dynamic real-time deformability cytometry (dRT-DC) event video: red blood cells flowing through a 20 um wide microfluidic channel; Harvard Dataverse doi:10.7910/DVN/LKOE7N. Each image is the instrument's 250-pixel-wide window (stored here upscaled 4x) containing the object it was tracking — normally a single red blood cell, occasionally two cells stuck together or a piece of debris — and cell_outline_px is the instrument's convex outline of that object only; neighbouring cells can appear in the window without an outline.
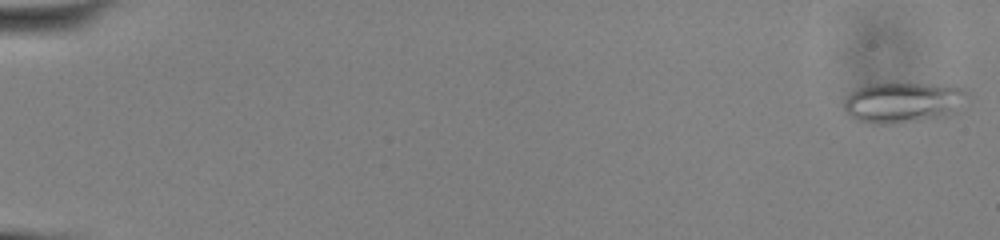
{"species": "common noctule bat (a hibernating species)", "species_latin": "Nyctalus noctula", "temperature_condition": "cold", "stored_images_in_passage": 54, "camera_frame_rate_fps": 3000, "um_per_image_px": 0.085, "animal": {"sex": "male", "body_mass_g": 13.0, "forearm_length_mm": 53.1}, "frame": {"image": 1, "passage_image": 1, "time_ms": 0.0, "image_size_px": [1000, 240], "cell_outline_px": [[972, 96], [956, 112], [948, 116], [936, 120], [892, 124], [872, 124], [856, 120], [844, 108], [844, 100], [856, 88], [864, 84], [932, 84], [968, 88]], "centroid_in_image_um": [76.89, 8.73], "position_along_channel_um": 8.1, "area_um2": 30.11}}
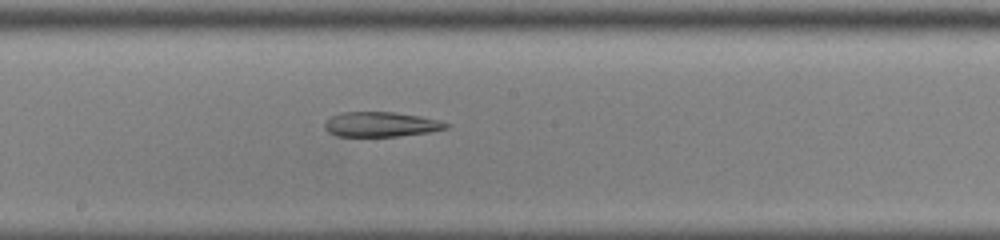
{"frame": {"image": 2, "passage_image": 31, "time_ms": 10.0, "image_size_px": [1000, 240], "cell_outline_px": [[452, 124], [448, 128], [428, 132], [396, 136], [336, 136], [328, 132], [324, 128], [324, 124], [332, 116], [340, 112], [392, 112], [420, 116], [440, 120]], "centroid_in_image_um": [32.39, 10.57], "position_along_channel_um": 215.8, "area_um2": 17.57}}
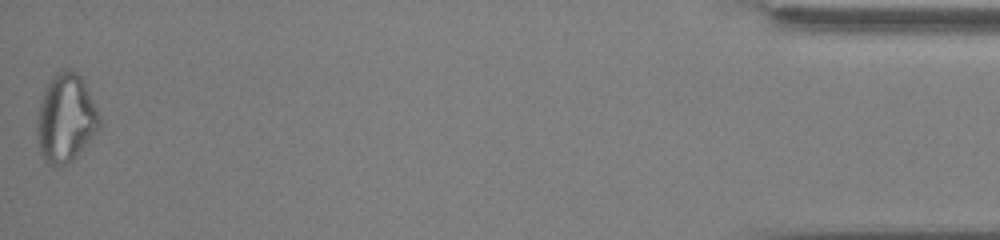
{"frame": {"image": 3, "passage_image": 54, "time_ms": 17.667, "image_size_px": [1000, 240], "cell_outline_px": [[100, 128], [76, 156], [72, 160], [64, 164], [52, 168], [40, 156], [36, 128], [40, 104], [44, 92], [52, 76], [60, 68], [68, 68], [76, 72], [84, 80], [100, 116]], "centroid_in_image_um": [5.59, 10.05], "position_along_channel_um": 429.6, "area_um2": 32.19}, "authors_computed_cell_mechanics": {"area_um2": 23.8136, "velocity_mm_per_s": 3.8814, "shape_relaxation_time_tau1_ms": null, "shape_relaxation_time_tau2_ms": 7.8142, "deformation_change_tau1": null, "deformation_change_tau2": 0.1876}}